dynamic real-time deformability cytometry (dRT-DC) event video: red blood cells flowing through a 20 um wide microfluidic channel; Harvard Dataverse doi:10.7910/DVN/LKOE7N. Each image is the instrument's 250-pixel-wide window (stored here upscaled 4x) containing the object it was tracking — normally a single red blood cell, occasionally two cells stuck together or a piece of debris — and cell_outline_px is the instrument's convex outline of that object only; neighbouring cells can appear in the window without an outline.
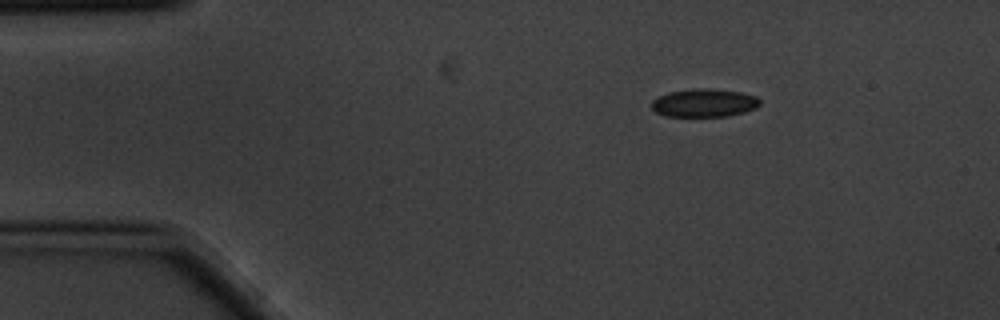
{"species": "common noctule bat (a hibernating species)", "species_latin": "Nyctalus noctula", "temperature_condition": "cold", "stored_images_in_passage": 3, "camera_frame_rate_fps": 3000, "um_per_image_px": 0.085, "animal": {"sex": "male", "body_mass_g": 20.1, "forearm_length_mm": 53.5}, "frame": {"image": 1, "passage_image": 1, "time_ms": 0.0, "image_size_px": [1000, 320], "cell_outline_px": [[760, 104], [756, 108], [744, 112], [728, 116], [664, 116], [656, 112], [652, 108], [652, 100], [668, 92], [692, 88], [712, 88], [740, 92], [756, 96], [760, 100]], "centroid_in_image_um": [59.86, 8.74], "position_along_channel_um": 25.1, "area_um2": 17.86}}